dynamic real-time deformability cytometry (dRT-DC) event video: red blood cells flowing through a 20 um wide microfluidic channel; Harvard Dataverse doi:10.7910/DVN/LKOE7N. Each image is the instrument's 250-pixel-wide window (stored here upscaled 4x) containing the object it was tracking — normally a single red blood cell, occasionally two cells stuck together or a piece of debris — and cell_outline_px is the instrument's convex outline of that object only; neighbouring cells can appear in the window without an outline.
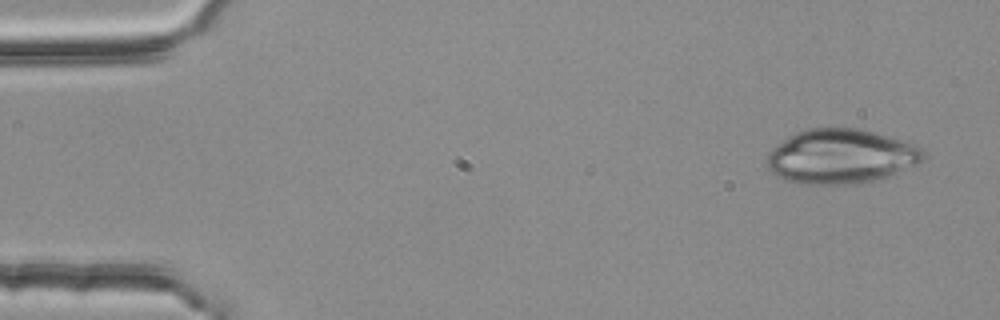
{"species": "common noctule bat (a hibernating species)", "species_latin": "Nyctalus noctula", "temperature_condition": "room temperature", "stored_images_in_passage": 5, "segment_of_instrument_passage": [1, 2], "camera_frame_rate_fps": 3000, "um_per_image_px": 0.085, "animal": {"sex": "female", "body_mass_g": 25.1}, "frame": {"image": 1, "passage_image": 1, "time_ms": 0.0, "image_size_px": [1000, 320], "cell_outline_px": [[928, 160], [920, 164], [884, 180], [844, 184], [800, 184], [784, 180], [776, 176], [764, 164], [764, 160], [768, 152], [772, 148], [788, 136], [796, 132], [808, 128], [860, 128], [876, 132], [916, 144], [924, 148]], "centroid_in_image_um": [71.54, 13.31], "position_along_channel_um": 13.5, "area_um2": 51.1}}